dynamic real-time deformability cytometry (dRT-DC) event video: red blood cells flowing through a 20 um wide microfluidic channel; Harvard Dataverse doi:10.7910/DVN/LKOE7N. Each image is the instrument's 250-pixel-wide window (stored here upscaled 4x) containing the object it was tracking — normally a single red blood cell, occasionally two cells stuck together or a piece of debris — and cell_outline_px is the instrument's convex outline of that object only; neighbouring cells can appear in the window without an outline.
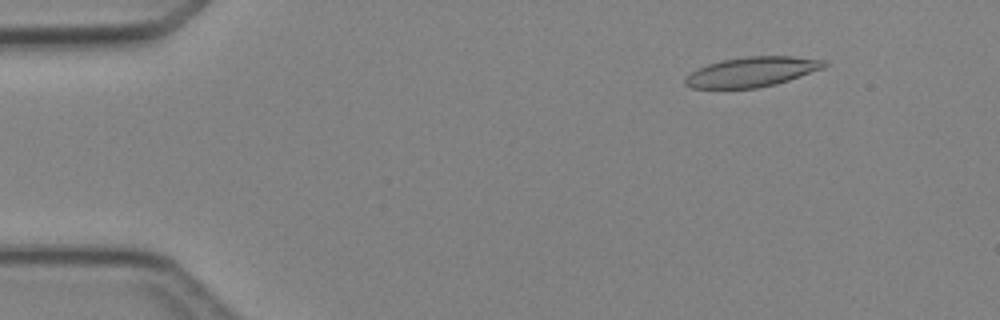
{"species": "Egyptian fruit bat (a non-hibernating species)", "species_latin": "Rousettus aegyptiacus", "temperature_condition": "cold", "stored_images_in_passage": 5, "camera_frame_rate_fps": 3000, "um_per_image_px": 0.085, "animal": {"sex": "female"}, "frame": {"image": 1, "passage_image": 2, "time_ms": 1.333, "image_size_px": [1000, 320], "cell_outline_px": [[828, 64], [824, 68], [776, 84], [756, 88], [692, 88], [684, 84], [684, 80], [692, 72], [708, 64], [720, 60], [748, 56], [792, 56], [824, 60]], "centroid_in_image_um": [63.93, 6.1], "position_along_channel_um": 21.1, "area_um2": 23.99}}